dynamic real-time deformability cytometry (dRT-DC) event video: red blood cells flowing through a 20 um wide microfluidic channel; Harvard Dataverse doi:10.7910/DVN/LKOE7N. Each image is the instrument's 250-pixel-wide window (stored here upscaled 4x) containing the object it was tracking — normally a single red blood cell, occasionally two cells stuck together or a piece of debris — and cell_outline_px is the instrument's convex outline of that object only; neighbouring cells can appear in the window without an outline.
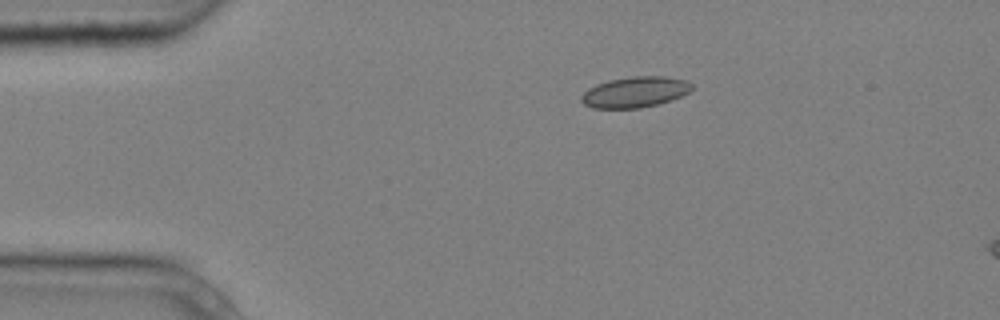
{"species": "common noctule bat (a hibernating species)", "species_latin": "Nyctalus noctula", "temperature_condition": "cold", "stored_images_in_passage": 4, "camera_frame_rate_fps": 3000, "um_per_image_px": 0.085, "animal": {"sex": "male", "body_mass_g": 20.4}, "frame": {"image": 1, "passage_image": 2, "time_ms": 0.333, "image_size_px": [1000, 320], "cell_outline_px": [[692, 88], [688, 92], [672, 100], [640, 108], [592, 108], [584, 104], [580, 100], [580, 96], [588, 88], [596, 84], [608, 80], [632, 76], [664, 76], [684, 80], [692, 84]], "centroid_in_image_um": [53.93, 7.82], "position_along_channel_um": 31.1, "area_um2": 19.77}}
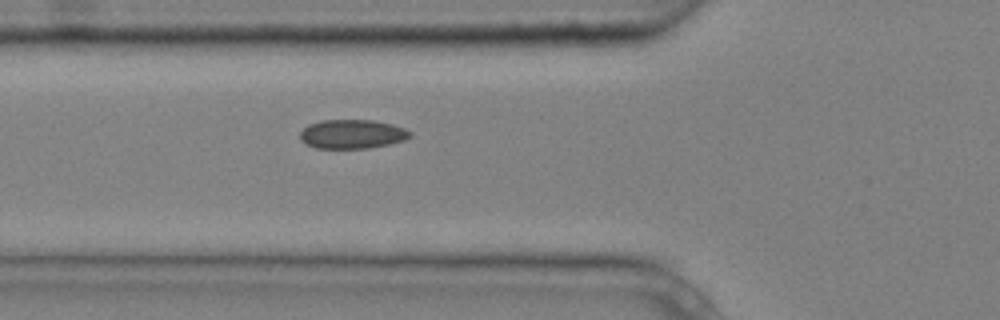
{"frame": {"image": 2, "passage_image": 4, "time_ms": 1.0, "image_size_px": [1000, 320], "cell_outline_px": [[412, 136], [404, 140], [388, 144], [368, 148], [316, 148], [304, 144], [300, 140], [300, 132], [308, 124], [320, 120], [372, 120], [392, 124], [404, 128], [412, 132]], "centroid_in_image_um": [29.91, 11.39], "position_along_channel_um": 95.9, "area_um2": 18.73}}